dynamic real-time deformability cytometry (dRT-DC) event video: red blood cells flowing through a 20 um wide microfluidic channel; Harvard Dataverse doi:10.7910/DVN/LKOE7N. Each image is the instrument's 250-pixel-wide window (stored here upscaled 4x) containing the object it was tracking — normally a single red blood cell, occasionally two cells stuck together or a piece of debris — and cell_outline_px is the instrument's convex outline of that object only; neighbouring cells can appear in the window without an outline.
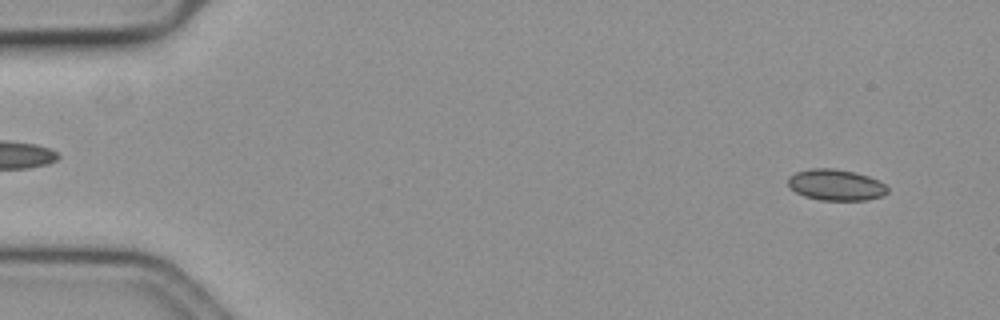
{"species": "common noctule bat (a hibernating species)", "species_latin": "Nyctalus noctula", "temperature_condition": "cold", "stored_images_in_passage": 58, "camera_frame_rate_fps": 3000, "um_per_image_px": 0.085, "animal": {"sex": "female", "body_mass_g": 19.3, "forearm_length_mm": 54.1}, "frame": {"image": 1, "passage_image": 4, "time_ms": 1.0, "image_size_px": [1000, 320], "cell_outline_px": [[888, 192], [884, 196], [868, 200], [820, 200], [804, 196], [796, 192], [788, 184], [788, 176], [796, 172], [812, 168], [832, 168], [856, 172], [868, 176], [884, 184], [888, 188]], "centroid_in_image_um": [71.06, 15.72], "position_along_channel_um": 13.9, "area_um2": 18.09}}
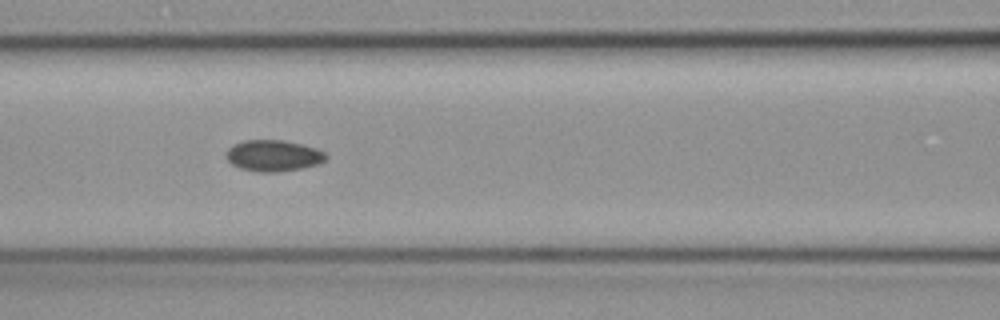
{"frame": {"image": 2, "passage_image": 25, "time_ms": 8.0, "image_size_px": [1000, 320], "cell_outline_px": [[328, 156], [320, 164], [280, 172], [256, 172], [240, 168], [232, 164], [228, 160], [228, 148], [232, 144], [244, 140], [284, 140], [316, 148], [324, 152]], "centroid_in_image_um": [23.24, 13.23], "position_along_channel_um": 143.4, "area_um2": 18.15}}
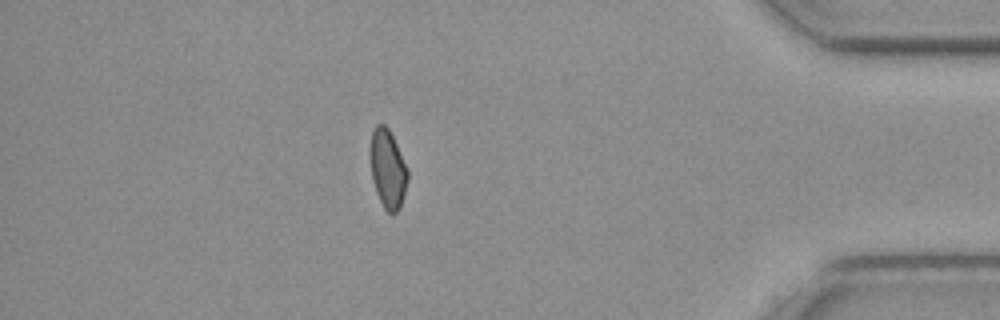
{"frame": {"image": 3, "passage_image": 50, "time_ms": 16.333, "image_size_px": [1000, 320], "cell_outline_px": [[408, 180], [400, 208], [392, 216], [384, 208], [376, 192], [372, 180], [368, 156], [368, 148], [372, 132], [376, 124], [384, 124], [388, 128], [408, 168]], "centroid_in_image_um": [32.92, 14.35], "position_along_channel_um": 402.3, "area_um2": 17.57}, "authors_computed_cell_mechanics": {"area_um2": 17.9469, "velocity_mm_per_s": 3.6307, "shape_relaxation_time_tau1_ms": null, "shape_relaxation_time_tau2_ms": 4.0186, "deformation_change_tau1": null, "deformation_change_tau2": 0.0599}}